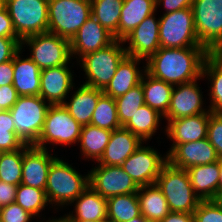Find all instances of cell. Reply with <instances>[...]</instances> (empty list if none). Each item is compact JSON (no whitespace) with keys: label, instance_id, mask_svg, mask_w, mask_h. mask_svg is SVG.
Listing matches in <instances>:
<instances>
[{"label":"cell","instance_id":"6da1fadb","mask_svg":"<svg viewBox=\"0 0 222 222\" xmlns=\"http://www.w3.org/2000/svg\"><path fill=\"white\" fill-rule=\"evenodd\" d=\"M206 47L162 48L146 61V72L172 85L188 83L202 77Z\"/></svg>","mask_w":222,"mask_h":222},{"label":"cell","instance_id":"7a4b0ae2","mask_svg":"<svg viewBox=\"0 0 222 222\" xmlns=\"http://www.w3.org/2000/svg\"><path fill=\"white\" fill-rule=\"evenodd\" d=\"M89 187V174L81 175L72 164L57 157L51 164L45 194L50 207L62 209ZM54 205V206H53ZM62 207V208H61Z\"/></svg>","mask_w":222,"mask_h":222},{"label":"cell","instance_id":"3957f363","mask_svg":"<svg viewBox=\"0 0 222 222\" xmlns=\"http://www.w3.org/2000/svg\"><path fill=\"white\" fill-rule=\"evenodd\" d=\"M155 183L164 194L170 212L193 214L201 202L193 191L188 171L169 162L163 166Z\"/></svg>","mask_w":222,"mask_h":222},{"label":"cell","instance_id":"277c9868","mask_svg":"<svg viewBox=\"0 0 222 222\" xmlns=\"http://www.w3.org/2000/svg\"><path fill=\"white\" fill-rule=\"evenodd\" d=\"M123 40L84 55L77 63L86 75L84 85L103 90L111 81L120 62L127 56ZM81 64V65H80Z\"/></svg>","mask_w":222,"mask_h":222},{"label":"cell","instance_id":"5b68a950","mask_svg":"<svg viewBox=\"0 0 222 222\" xmlns=\"http://www.w3.org/2000/svg\"><path fill=\"white\" fill-rule=\"evenodd\" d=\"M91 16L90 0H48V32L69 41Z\"/></svg>","mask_w":222,"mask_h":222},{"label":"cell","instance_id":"8992f818","mask_svg":"<svg viewBox=\"0 0 222 222\" xmlns=\"http://www.w3.org/2000/svg\"><path fill=\"white\" fill-rule=\"evenodd\" d=\"M50 104L38 96H19L9 110L16 135L24 144L35 145L42 132Z\"/></svg>","mask_w":222,"mask_h":222},{"label":"cell","instance_id":"52a82bcc","mask_svg":"<svg viewBox=\"0 0 222 222\" xmlns=\"http://www.w3.org/2000/svg\"><path fill=\"white\" fill-rule=\"evenodd\" d=\"M159 39L162 48L204 47L197 35L192 8H184L159 18Z\"/></svg>","mask_w":222,"mask_h":222},{"label":"cell","instance_id":"ba28073f","mask_svg":"<svg viewBox=\"0 0 222 222\" xmlns=\"http://www.w3.org/2000/svg\"><path fill=\"white\" fill-rule=\"evenodd\" d=\"M82 127L62 104L50 105L42 132L34 146L41 149H47V144L72 146L79 141Z\"/></svg>","mask_w":222,"mask_h":222},{"label":"cell","instance_id":"9c48e42d","mask_svg":"<svg viewBox=\"0 0 222 222\" xmlns=\"http://www.w3.org/2000/svg\"><path fill=\"white\" fill-rule=\"evenodd\" d=\"M29 46V58L41 69L70 64V41L56 34L45 32L29 36L21 41V49Z\"/></svg>","mask_w":222,"mask_h":222},{"label":"cell","instance_id":"30bf717a","mask_svg":"<svg viewBox=\"0 0 222 222\" xmlns=\"http://www.w3.org/2000/svg\"><path fill=\"white\" fill-rule=\"evenodd\" d=\"M18 38L48 32V0H5Z\"/></svg>","mask_w":222,"mask_h":222},{"label":"cell","instance_id":"8fae6325","mask_svg":"<svg viewBox=\"0 0 222 222\" xmlns=\"http://www.w3.org/2000/svg\"><path fill=\"white\" fill-rule=\"evenodd\" d=\"M196 35L210 52L222 47V0H194L192 3Z\"/></svg>","mask_w":222,"mask_h":222},{"label":"cell","instance_id":"7c38bea8","mask_svg":"<svg viewBox=\"0 0 222 222\" xmlns=\"http://www.w3.org/2000/svg\"><path fill=\"white\" fill-rule=\"evenodd\" d=\"M168 162L167 154L142 144L121 165L138 187L154 184L163 166Z\"/></svg>","mask_w":222,"mask_h":222},{"label":"cell","instance_id":"4fadbf2b","mask_svg":"<svg viewBox=\"0 0 222 222\" xmlns=\"http://www.w3.org/2000/svg\"><path fill=\"white\" fill-rule=\"evenodd\" d=\"M88 174L89 186L105 198L137 193L139 189L121 166L96 165Z\"/></svg>","mask_w":222,"mask_h":222},{"label":"cell","instance_id":"5bb4252c","mask_svg":"<svg viewBox=\"0 0 222 222\" xmlns=\"http://www.w3.org/2000/svg\"><path fill=\"white\" fill-rule=\"evenodd\" d=\"M200 79H203V77L188 83L174 85L169 109L167 114L163 117L167 120V123L170 120L202 114L209 111V109H206V106L203 104V92L200 90L197 83Z\"/></svg>","mask_w":222,"mask_h":222},{"label":"cell","instance_id":"9a60e30c","mask_svg":"<svg viewBox=\"0 0 222 222\" xmlns=\"http://www.w3.org/2000/svg\"><path fill=\"white\" fill-rule=\"evenodd\" d=\"M69 64L46 68L40 73L39 96L50 105L63 104L75 88L74 72Z\"/></svg>","mask_w":222,"mask_h":222},{"label":"cell","instance_id":"2e32d148","mask_svg":"<svg viewBox=\"0 0 222 222\" xmlns=\"http://www.w3.org/2000/svg\"><path fill=\"white\" fill-rule=\"evenodd\" d=\"M156 13L146 17L128 36L123 39L128 56L148 59L160 48L159 18Z\"/></svg>","mask_w":222,"mask_h":222},{"label":"cell","instance_id":"e0dca14e","mask_svg":"<svg viewBox=\"0 0 222 222\" xmlns=\"http://www.w3.org/2000/svg\"><path fill=\"white\" fill-rule=\"evenodd\" d=\"M166 154L168 162L172 166L185 170L196 165L210 164L220 159L208 138L194 142L172 144Z\"/></svg>","mask_w":222,"mask_h":222},{"label":"cell","instance_id":"ac0fdd59","mask_svg":"<svg viewBox=\"0 0 222 222\" xmlns=\"http://www.w3.org/2000/svg\"><path fill=\"white\" fill-rule=\"evenodd\" d=\"M115 40L114 35L91 16L70 41L72 59L78 58V62L84 55L103 49Z\"/></svg>","mask_w":222,"mask_h":222},{"label":"cell","instance_id":"d6986e66","mask_svg":"<svg viewBox=\"0 0 222 222\" xmlns=\"http://www.w3.org/2000/svg\"><path fill=\"white\" fill-rule=\"evenodd\" d=\"M48 150L24 145L21 184L45 190L49 168L57 158L51 154L52 150Z\"/></svg>","mask_w":222,"mask_h":222},{"label":"cell","instance_id":"ffe728a7","mask_svg":"<svg viewBox=\"0 0 222 222\" xmlns=\"http://www.w3.org/2000/svg\"><path fill=\"white\" fill-rule=\"evenodd\" d=\"M212 112L170 120L165 127V135L173 144L199 141L207 138L209 117Z\"/></svg>","mask_w":222,"mask_h":222},{"label":"cell","instance_id":"44dd1931","mask_svg":"<svg viewBox=\"0 0 222 222\" xmlns=\"http://www.w3.org/2000/svg\"><path fill=\"white\" fill-rule=\"evenodd\" d=\"M146 142L123 126L112 131L104 153L96 165L121 166L122 163Z\"/></svg>","mask_w":222,"mask_h":222},{"label":"cell","instance_id":"7402d4cb","mask_svg":"<svg viewBox=\"0 0 222 222\" xmlns=\"http://www.w3.org/2000/svg\"><path fill=\"white\" fill-rule=\"evenodd\" d=\"M141 60L144 59L127 55L118 65L111 81L102 90L103 93L115 99L140 84L146 72V66H142L144 69H140L141 67H139L140 62H142Z\"/></svg>","mask_w":222,"mask_h":222},{"label":"cell","instance_id":"603a6c76","mask_svg":"<svg viewBox=\"0 0 222 222\" xmlns=\"http://www.w3.org/2000/svg\"><path fill=\"white\" fill-rule=\"evenodd\" d=\"M191 186L201 201L219 200L220 159L187 169Z\"/></svg>","mask_w":222,"mask_h":222},{"label":"cell","instance_id":"cb8c5ba5","mask_svg":"<svg viewBox=\"0 0 222 222\" xmlns=\"http://www.w3.org/2000/svg\"><path fill=\"white\" fill-rule=\"evenodd\" d=\"M20 49L13 57V86L19 96H38L41 69L27 56L21 57Z\"/></svg>","mask_w":222,"mask_h":222},{"label":"cell","instance_id":"d4e9b609","mask_svg":"<svg viewBox=\"0 0 222 222\" xmlns=\"http://www.w3.org/2000/svg\"><path fill=\"white\" fill-rule=\"evenodd\" d=\"M71 204L75 205L74 212L64 214L65 220H107V198L90 186Z\"/></svg>","mask_w":222,"mask_h":222},{"label":"cell","instance_id":"484cf974","mask_svg":"<svg viewBox=\"0 0 222 222\" xmlns=\"http://www.w3.org/2000/svg\"><path fill=\"white\" fill-rule=\"evenodd\" d=\"M77 89L70 97L71 99L65 101L62 105L75 121L84 126L90 124L98 99L103 91L84 84L79 88L77 87Z\"/></svg>","mask_w":222,"mask_h":222},{"label":"cell","instance_id":"4316f807","mask_svg":"<svg viewBox=\"0 0 222 222\" xmlns=\"http://www.w3.org/2000/svg\"><path fill=\"white\" fill-rule=\"evenodd\" d=\"M155 12V0H124L118 23V40H123L146 17Z\"/></svg>","mask_w":222,"mask_h":222},{"label":"cell","instance_id":"83f0119b","mask_svg":"<svg viewBox=\"0 0 222 222\" xmlns=\"http://www.w3.org/2000/svg\"><path fill=\"white\" fill-rule=\"evenodd\" d=\"M137 196L140 213L149 222H160L170 213L167 200L156 183L139 187Z\"/></svg>","mask_w":222,"mask_h":222},{"label":"cell","instance_id":"f1b7e54d","mask_svg":"<svg viewBox=\"0 0 222 222\" xmlns=\"http://www.w3.org/2000/svg\"><path fill=\"white\" fill-rule=\"evenodd\" d=\"M141 85L144 91L145 104L164 117L170 106L174 85L156 79L147 72L141 79Z\"/></svg>","mask_w":222,"mask_h":222},{"label":"cell","instance_id":"f546056e","mask_svg":"<svg viewBox=\"0 0 222 222\" xmlns=\"http://www.w3.org/2000/svg\"><path fill=\"white\" fill-rule=\"evenodd\" d=\"M202 77L208 78L209 110L213 113H222V56L217 52H211L205 60Z\"/></svg>","mask_w":222,"mask_h":222},{"label":"cell","instance_id":"4dcf8cb0","mask_svg":"<svg viewBox=\"0 0 222 222\" xmlns=\"http://www.w3.org/2000/svg\"><path fill=\"white\" fill-rule=\"evenodd\" d=\"M112 131L108 129L99 128L91 124L84 125L81 130L80 138V152L87 158L97 163L104 153Z\"/></svg>","mask_w":222,"mask_h":222},{"label":"cell","instance_id":"1f68e13d","mask_svg":"<svg viewBox=\"0 0 222 222\" xmlns=\"http://www.w3.org/2000/svg\"><path fill=\"white\" fill-rule=\"evenodd\" d=\"M163 119V116L156 110L144 104L123 127L146 142L155 135L156 130L159 129L160 121Z\"/></svg>","mask_w":222,"mask_h":222},{"label":"cell","instance_id":"d6a6232c","mask_svg":"<svg viewBox=\"0 0 222 222\" xmlns=\"http://www.w3.org/2000/svg\"><path fill=\"white\" fill-rule=\"evenodd\" d=\"M140 214L137 193L116 195L107 198L108 222H128Z\"/></svg>","mask_w":222,"mask_h":222},{"label":"cell","instance_id":"836d02e7","mask_svg":"<svg viewBox=\"0 0 222 222\" xmlns=\"http://www.w3.org/2000/svg\"><path fill=\"white\" fill-rule=\"evenodd\" d=\"M91 12L104 28L118 40V23L124 0H90Z\"/></svg>","mask_w":222,"mask_h":222},{"label":"cell","instance_id":"e575fe53","mask_svg":"<svg viewBox=\"0 0 222 222\" xmlns=\"http://www.w3.org/2000/svg\"><path fill=\"white\" fill-rule=\"evenodd\" d=\"M90 124L110 131L122 127L118 119L114 98L104 93L99 97Z\"/></svg>","mask_w":222,"mask_h":222},{"label":"cell","instance_id":"d590c367","mask_svg":"<svg viewBox=\"0 0 222 222\" xmlns=\"http://www.w3.org/2000/svg\"><path fill=\"white\" fill-rule=\"evenodd\" d=\"M15 203L30 213L34 219L35 216L40 218L41 216L39 213L43 211L46 206L50 205L44 189L30 187L23 184L18 185Z\"/></svg>","mask_w":222,"mask_h":222},{"label":"cell","instance_id":"8d00e7d4","mask_svg":"<svg viewBox=\"0 0 222 222\" xmlns=\"http://www.w3.org/2000/svg\"><path fill=\"white\" fill-rule=\"evenodd\" d=\"M117 115L121 126H124L138 109L145 104L144 91L141 83L130 89L126 94L115 98Z\"/></svg>","mask_w":222,"mask_h":222},{"label":"cell","instance_id":"74e56055","mask_svg":"<svg viewBox=\"0 0 222 222\" xmlns=\"http://www.w3.org/2000/svg\"><path fill=\"white\" fill-rule=\"evenodd\" d=\"M24 146L13 152H4L0 156V180L8 184L20 185Z\"/></svg>","mask_w":222,"mask_h":222},{"label":"cell","instance_id":"f35d334b","mask_svg":"<svg viewBox=\"0 0 222 222\" xmlns=\"http://www.w3.org/2000/svg\"><path fill=\"white\" fill-rule=\"evenodd\" d=\"M25 144L16 135L14 122L9 110H0V149L3 152H13Z\"/></svg>","mask_w":222,"mask_h":222},{"label":"cell","instance_id":"ab89813d","mask_svg":"<svg viewBox=\"0 0 222 222\" xmlns=\"http://www.w3.org/2000/svg\"><path fill=\"white\" fill-rule=\"evenodd\" d=\"M193 216L194 222H222V200L201 201Z\"/></svg>","mask_w":222,"mask_h":222},{"label":"cell","instance_id":"60d3db41","mask_svg":"<svg viewBox=\"0 0 222 222\" xmlns=\"http://www.w3.org/2000/svg\"><path fill=\"white\" fill-rule=\"evenodd\" d=\"M207 138L219 158H222V113H211L208 123Z\"/></svg>","mask_w":222,"mask_h":222},{"label":"cell","instance_id":"b9f144b4","mask_svg":"<svg viewBox=\"0 0 222 222\" xmlns=\"http://www.w3.org/2000/svg\"><path fill=\"white\" fill-rule=\"evenodd\" d=\"M34 218L17 203L0 208V222H30Z\"/></svg>","mask_w":222,"mask_h":222},{"label":"cell","instance_id":"7bdbcfd3","mask_svg":"<svg viewBox=\"0 0 222 222\" xmlns=\"http://www.w3.org/2000/svg\"><path fill=\"white\" fill-rule=\"evenodd\" d=\"M20 49L21 40L19 38L0 37V63L12 60Z\"/></svg>","mask_w":222,"mask_h":222},{"label":"cell","instance_id":"ee69618b","mask_svg":"<svg viewBox=\"0 0 222 222\" xmlns=\"http://www.w3.org/2000/svg\"><path fill=\"white\" fill-rule=\"evenodd\" d=\"M18 93L12 84L0 86V110H10L18 100Z\"/></svg>","mask_w":222,"mask_h":222},{"label":"cell","instance_id":"f6af8a7d","mask_svg":"<svg viewBox=\"0 0 222 222\" xmlns=\"http://www.w3.org/2000/svg\"><path fill=\"white\" fill-rule=\"evenodd\" d=\"M0 37L18 38L6 7L0 10Z\"/></svg>","mask_w":222,"mask_h":222},{"label":"cell","instance_id":"bcb514c9","mask_svg":"<svg viewBox=\"0 0 222 222\" xmlns=\"http://www.w3.org/2000/svg\"><path fill=\"white\" fill-rule=\"evenodd\" d=\"M17 185L0 180V208L15 202Z\"/></svg>","mask_w":222,"mask_h":222},{"label":"cell","instance_id":"7dc6e473","mask_svg":"<svg viewBox=\"0 0 222 222\" xmlns=\"http://www.w3.org/2000/svg\"><path fill=\"white\" fill-rule=\"evenodd\" d=\"M193 2L194 0H155L156 11L158 7L163 5L165 9L163 14H168L177 10L189 8L192 6Z\"/></svg>","mask_w":222,"mask_h":222},{"label":"cell","instance_id":"c3c4849f","mask_svg":"<svg viewBox=\"0 0 222 222\" xmlns=\"http://www.w3.org/2000/svg\"><path fill=\"white\" fill-rule=\"evenodd\" d=\"M13 59L0 63V86L13 84Z\"/></svg>","mask_w":222,"mask_h":222},{"label":"cell","instance_id":"681fc988","mask_svg":"<svg viewBox=\"0 0 222 222\" xmlns=\"http://www.w3.org/2000/svg\"><path fill=\"white\" fill-rule=\"evenodd\" d=\"M160 222H194V216L190 213L170 212Z\"/></svg>","mask_w":222,"mask_h":222},{"label":"cell","instance_id":"f907efd6","mask_svg":"<svg viewBox=\"0 0 222 222\" xmlns=\"http://www.w3.org/2000/svg\"><path fill=\"white\" fill-rule=\"evenodd\" d=\"M219 200H222V158H220Z\"/></svg>","mask_w":222,"mask_h":222},{"label":"cell","instance_id":"816d5d0a","mask_svg":"<svg viewBox=\"0 0 222 222\" xmlns=\"http://www.w3.org/2000/svg\"><path fill=\"white\" fill-rule=\"evenodd\" d=\"M128 222H149L143 215H139L137 217L132 218Z\"/></svg>","mask_w":222,"mask_h":222},{"label":"cell","instance_id":"f5cc1de1","mask_svg":"<svg viewBox=\"0 0 222 222\" xmlns=\"http://www.w3.org/2000/svg\"><path fill=\"white\" fill-rule=\"evenodd\" d=\"M66 222H108L107 220H65Z\"/></svg>","mask_w":222,"mask_h":222},{"label":"cell","instance_id":"db71d44e","mask_svg":"<svg viewBox=\"0 0 222 222\" xmlns=\"http://www.w3.org/2000/svg\"><path fill=\"white\" fill-rule=\"evenodd\" d=\"M42 222H43V221H42ZM45 222H62V216H61L60 218H54V217H52V219L49 218V219L46 220Z\"/></svg>","mask_w":222,"mask_h":222},{"label":"cell","instance_id":"11a10c76","mask_svg":"<svg viewBox=\"0 0 222 222\" xmlns=\"http://www.w3.org/2000/svg\"><path fill=\"white\" fill-rule=\"evenodd\" d=\"M5 7V0H0V10Z\"/></svg>","mask_w":222,"mask_h":222},{"label":"cell","instance_id":"9f6ffc18","mask_svg":"<svg viewBox=\"0 0 222 222\" xmlns=\"http://www.w3.org/2000/svg\"><path fill=\"white\" fill-rule=\"evenodd\" d=\"M217 53L222 56V47L220 48V50Z\"/></svg>","mask_w":222,"mask_h":222},{"label":"cell","instance_id":"6f0895ef","mask_svg":"<svg viewBox=\"0 0 222 222\" xmlns=\"http://www.w3.org/2000/svg\"><path fill=\"white\" fill-rule=\"evenodd\" d=\"M4 152L0 149V156L3 154Z\"/></svg>","mask_w":222,"mask_h":222}]
</instances>
